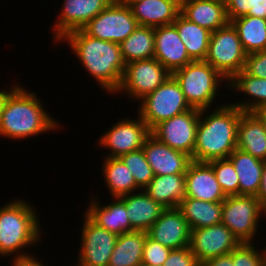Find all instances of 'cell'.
I'll return each mask as SVG.
<instances>
[{"mask_svg":"<svg viewBox=\"0 0 266 266\" xmlns=\"http://www.w3.org/2000/svg\"><path fill=\"white\" fill-rule=\"evenodd\" d=\"M225 196L239 195V178L229 158L208 162Z\"/></svg>","mask_w":266,"mask_h":266,"instance_id":"35","label":"cell"},{"mask_svg":"<svg viewBox=\"0 0 266 266\" xmlns=\"http://www.w3.org/2000/svg\"><path fill=\"white\" fill-rule=\"evenodd\" d=\"M121 3L125 4V5H131L133 2H138L141 0H119Z\"/></svg>","mask_w":266,"mask_h":266,"instance_id":"47","label":"cell"},{"mask_svg":"<svg viewBox=\"0 0 266 266\" xmlns=\"http://www.w3.org/2000/svg\"><path fill=\"white\" fill-rule=\"evenodd\" d=\"M172 76L179 83L189 105L199 110L208 109L220 90V82H227V79L205 60L191 61L175 70Z\"/></svg>","mask_w":266,"mask_h":266,"instance_id":"5","label":"cell"},{"mask_svg":"<svg viewBox=\"0 0 266 266\" xmlns=\"http://www.w3.org/2000/svg\"><path fill=\"white\" fill-rule=\"evenodd\" d=\"M138 26L130 6L113 0L82 30L91 37L120 44Z\"/></svg>","mask_w":266,"mask_h":266,"instance_id":"9","label":"cell"},{"mask_svg":"<svg viewBox=\"0 0 266 266\" xmlns=\"http://www.w3.org/2000/svg\"><path fill=\"white\" fill-rule=\"evenodd\" d=\"M154 36V58L171 74L193 61L173 24L155 27Z\"/></svg>","mask_w":266,"mask_h":266,"instance_id":"19","label":"cell"},{"mask_svg":"<svg viewBox=\"0 0 266 266\" xmlns=\"http://www.w3.org/2000/svg\"><path fill=\"white\" fill-rule=\"evenodd\" d=\"M172 74L154 57L127 63L115 94L125 92L132 100H142L155 91ZM135 98V99H133Z\"/></svg>","mask_w":266,"mask_h":266,"instance_id":"10","label":"cell"},{"mask_svg":"<svg viewBox=\"0 0 266 266\" xmlns=\"http://www.w3.org/2000/svg\"><path fill=\"white\" fill-rule=\"evenodd\" d=\"M113 200L109 205L101 206L98 202L100 200L92 198L86 214L100 227L117 236L132 232L124 201L119 197H114Z\"/></svg>","mask_w":266,"mask_h":266,"instance_id":"22","label":"cell"},{"mask_svg":"<svg viewBox=\"0 0 266 266\" xmlns=\"http://www.w3.org/2000/svg\"><path fill=\"white\" fill-rule=\"evenodd\" d=\"M201 266H234L232 251L229 254L208 259Z\"/></svg>","mask_w":266,"mask_h":266,"instance_id":"41","label":"cell"},{"mask_svg":"<svg viewBox=\"0 0 266 266\" xmlns=\"http://www.w3.org/2000/svg\"><path fill=\"white\" fill-rule=\"evenodd\" d=\"M256 198L259 200L260 205L266 210V160L264 161L260 187Z\"/></svg>","mask_w":266,"mask_h":266,"instance_id":"42","label":"cell"},{"mask_svg":"<svg viewBox=\"0 0 266 266\" xmlns=\"http://www.w3.org/2000/svg\"><path fill=\"white\" fill-rule=\"evenodd\" d=\"M228 158L239 178V195L257 196L264 161L236 148Z\"/></svg>","mask_w":266,"mask_h":266,"instance_id":"26","label":"cell"},{"mask_svg":"<svg viewBox=\"0 0 266 266\" xmlns=\"http://www.w3.org/2000/svg\"><path fill=\"white\" fill-rule=\"evenodd\" d=\"M163 266H201L189 246L171 250Z\"/></svg>","mask_w":266,"mask_h":266,"instance_id":"39","label":"cell"},{"mask_svg":"<svg viewBox=\"0 0 266 266\" xmlns=\"http://www.w3.org/2000/svg\"><path fill=\"white\" fill-rule=\"evenodd\" d=\"M266 210L256 196H227L222 202V224L240 243H253L260 215Z\"/></svg>","mask_w":266,"mask_h":266,"instance_id":"8","label":"cell"},{"mask_svg":"<svg viewBox=\"0 0 266 266\" xmlns=\"http://www.w3.org/2000/svg\"><path fill=\"white\" fill-rule=\"evenodd\" d=\"M102 170L111 196L121 197L139 190L134 176L120 158H104Z\"/></svg>","mask_w":266,"mask_h":266,"instance_id":"32","label":"cell"},{"mask_svg":"<svg viewBox=\"0 0 266 266\" xmlns=\"http://www.w3.org/2000/svg\"><path fill=\"white\" fill-rule=\"evenodd\" d=\"M147 232L133 231L117 237L108 266H141Z\"/></svg>","mask_w":266,"mask_h":266,"instance_id":"28","label":"cell"},{"mask_svg":"<svg viewBox=\"0 0 266 266\" xmlns=\"http://www.w3.org/2000/svg\"><path fill=\"white\" fill-rule=\"evenodd\" d=\"M68 41L71 51L77 56L85 70L96 79L101 88L113 94L119 88L126 63L120 44L97 39L82 29L68 33L61 41Z\"/></svg>","mask_w":266,"mask_h":266,"instance_id":"1","label":"cell"},{"mask_svg":"<svg viewBox=\"0 0 266 266\" xmlns=\"http://www.w3.org/2000/svg\"><path fill=\"white\" fill-rule=\"evenodd\" d=\"M237 148L266 160V128L253 112H243L237 128Z\"/></svg>","mask_w":266,"mask_h":266,"instance_id":"24","label":"cell"},{"mask_svg":"<svg viewBox=\"0 0 266 266\" xmlns=\"http://www.w3.org/2000/svg\"><path fill=\"white\" fill-rule=\"evenodd\" d=\"M234 266H266V249L256 250L254 243H240L232 250Z\"/></svg>","mask_w":266,"mask_h":266,"instance_id":"36","label":"cell"},{"mask_svg":"<svg viewBox=\"0 0 266 266\" xmlns=\"http://www.w3.org/2000/svg\"><path fill=\"white\" fill-rule=\"evenodd\" d=\"M253 113L260 119V121L266 128V105L259 107Z\"/></svg>","mask_w":266,"mask_h":266,"instance_id":"45","label":"cell"},{"mask_svg":"<svg viewBox=\"0 0 266 266\" xmlns=\"http://www.w3.org/2000/svg\"><path fill=\"white\" fill-rule=\"evenodd\" d=\"M139 26L171 25L180 14V0H141L130 5Z\"/></svg>","mask_w":266,"mask_h":266,"instance_id":"21","label":"cell"},{"mask_svg":"<svg viewBox=\"0 0 266 266\" xmlns=\"http://www.w3.org/2000/svg\"><path fill=\"white\" fill-rule=\"evenodd\" d=\"M151 130L138 115L137 120L125 118L119 120L99 139V144L109 148V158H119L121 155L142 149Z\"/></svg>","mask_w":266,"mask_h":266,"instance_id":"13","label":"cell"},{"mask_svg":"<svg viewBox=\"0 0 266 266\" xmlns=\"http://www.w3.org/2000/svg\"><path fill=\"white\" fill-rule=\"evenodd\" d=\"M190 230L210 227L222 222V202H206L184 198L178 206Z\"/></svg>","mask_w":266,"mask_h":266,"instance_id":"27","label":"cell"},{"mask_svg":"<svg viewBox=\"0 0 266 266\" xmlns=\"http://www.w3.org/2000/svg\"><path fill=\"white\" fill-rule=\"evenodd\" d=\"M185 174L156 175L143 191L164 208H178L185 198Z\"/></svg>","mask_w":266,"mask_h":266,"instance_id":"25","label":"cell"},{"mask_svg":"<svg viewBox=\"0 0 266 266\" xmlns=\"http://www.w3.org/2000/svg\"><path fill=\"white\" fill-rule=\"evenodd\" d=\"M9 90H0V124H1V110H2V106H3V102L5 99V95Z\"/></svg>","mask_w":266,"mask_h":266,"instance_id":"46","label":"cell"},{"mask_svg":"<svg viewBox=\"0 0 266 266\" xmlns=\"http://www.w3.org/2000/svg\"><path fill=\"white\" fill-rule=\"evenodd\" d=\"M240 242L222 223L191 230L190 249L201 265L206 260L229 254Z\"/></svg>","mask_w":266,"mask_h":266,"instance_id":"14","label":"cell"},{"mask_svg":"<svg viewBox=\"0 0 266 266\" xmlns=\"http://www.w3.org/2000/svg\"><path fill=\"white\" fill-rule=\"evenodd\" d=\"M142 148L154 176L185 174L192 161L189 155L172 149L152 134L147 137Z\"/></svg>","mask_w":266,"mask_h":266,"instance_id":"17","label":"cell"},{"mask_svg":"<svg viewBox=\"0 0 266 266\" xmlns=\"http://www.w3.org/2000/svg\"><path fill=\"white\" fill-rule=\"evenodd\" d=\"M184 43L189 57L193 60H205L208 52L211 32L188 21L179 14L172 23Z\"/></svg>","mask_w":266,"mask_h":266,"instance_id":"30","label":"cell"},{"mask_svg":"<svg viewBox=\"0 0 266 266\" xmlns=\"http://www.w3.org/2000/svg\"><path fill=\"white\" fill-rule=\"evenodd\" d=\"M253 17L266 19V0H254Z\"/></svg>","mask_w":266,"mask_h":266,"instance_id":"44","label":"cell"},{"mask_svg":"<svg viewBox=\"0 0 266 266\" xmlns=\"http://www.w3.org/2000/svg\"><path fill=\"white\" fill-rule=\"evenodd\" d=\"M12 266H44L41 261H37L34 256H26L21 258H13Z\"/></svg>","mask_w":266,"mask_h":266,"instance_id":"43","label":"cell"},{"mask_svg":"<svg viewBox=\"0 0 266 266\" xmlns=\"http://www.w3.org/2000/svg\"><path fill=\"white\" fill-rule=\"evenodd\" d=\"M180 14L211 33L230 23L225 0H180Z\"/></svg>","mask_w":266,"mask_h":266,"instance_id":"20","label":"cell"},{"mask_svg":"<svg viewBox=\"0 0 266 266\" xmlns=\"http://www.w3.org/2000/svg\"><path fill=\"white\" fill-rule=\"evenodd\" d=\"M113 0H64L59 20L54 25V40L61 42L68 33L82 29Z\"/></svg>","mask_w":266,"mask_h":266,"instance_id":"15","label":"cell"},{"mask_svg":"<svg viewBox=\"0 0 266 266\" xmlns=\"http://www.w3.org/2000/svg\"><path fill=\"white\" fill-rule=\"evenodd\" d=\"M140 192V193H139ZM138 193L121 196L133 231L147 232L166 209L154 201L142 189Z\"/></svg>","mask_w":266,"mask_h":266,"instance_id":"23","label":"cell"},{"mask_svg":"<svg viewBox=\"0 0 266 266\" xmlns=\"http://www.w3.org/2000/svg\"><path fill=\"white\" fill-rule=\"evenodd\" d=\"M230 23L237 30L247 54L266 50V19L243 16L232 20Z\"/></svg>","mask_w":266,"mask_h":266,"instance_id":"33","label":"cell"},{"mask_svg":"<svg viewBox=\"0 0 266 266\" xmlns=\"http://www.w3.org/2000/svg\"><path fill=\"white\" fill-rule=\"evenodd\" d=\"M134 176L139 189H144L154 178L151 166L146 160L143 148L119 157Z\"/></svg>","mask_w":266,"mask_h":266,"instance_id":"34","label":"cell"},{"mask_svg":"<svg viewBox=\"0 0 266 266\" xmlns=\"http://www.w3.org/2000/svg\"><path fill=\"white\" fill-rule=\"evenodd\" d=\"M207 110H200L193 161L228 158L237 148V128L243 111L232 103L217 106L215 111L204 116Z\"/></svg>","mask_w":266,"mask_h":266,"instance_id":"3","label":"cell"},{"mask_svg":"<svg viewBox=\"0 0 266 266\" xmlns=\"http://www.w3.org/2000/svg\"><path fill=\"white\" fill-rule=\"evenodd\" d=\"M227 83L229 87L237 90V92H243L244 96L246 93V96L251 97V100L249 97L245 102L240 101V103L232 104L243 112H254L259 107L266 105V78L253 77L242 70Z\"/></svg>","mask_w":266,"mask_h":266,"instance_id":"29","label":"cell"},{"mask_svg":"<svg viewBox=\"0 0 266 266\" xmlns=\"http://www.w3.org/2000/svg\"><path fill=\"white\" fill-rule=\"evenodd\" d=\"M200 110L192 108L156 125L151 134L174 150L186 153L193 160V150Z\"/></svg>","mask_w":266,"mask_h":266,"instance_id":"11","label":"cell"},{"mask_svg":"<svg viewBox=\"0 0 266 266\" xmlns=\"http://www.w3.org/2000/svg\"><path fill=\"white\" fill-rule=\"evenodd\" d=\"M243 71L253 77L266 78V50L247 54Z\"/></svg>","mask_w":266,"mask_h":266,"instance_id":"38","label":"cell"},{"mask_svg":"<svg viewBox=\"0 0 266 266\" xmlns=\"http://www.w3.org/2000/svg\"><path fill=\"white\" fill-rule=\"evenodd\" d=\"M170 252L171 249L151 239L147 235L143 246L142 264L152 266H163Z\"/></svg>","mask_w":266,"mask_h":266,"instance_id":"37","label":"cell"},{"mask_svg":"<svg viewBox=\"0 0 266 266\" xmlns=\"http://www.w3.org/2000/svg\"><path fill=\"white\" fill-rule=\"evenodd\" d=\"M140 101L137 115L150 130L159 123L192 109L172 75Z\"/></svg>","mask_w":266,"mask_h":266,"instance_id":"6","label":"cell"},{"mask_svg":"<svg viewBox=\"0 0 266 266\" xmlns=\"http://www.w3.org/2000/svg\"><path fill=\"white\" fill-rule=\"evenodd\" d=\"M225 6L230 22L239 17L253 16L254 0H225Z\"/></svg>","mask_w":266,"mask_h":266,"instance_id":"40","label":"cell"},{"mask_svg":"<svg viewBox=\"0 0 266 266\" xmlns=\"http://www.w3.org/2000/svg\"><path fill=\"white\" fill-rule=\"evenodd\" d=\"M77 266H108L117 235L96 224L86 213L82 225Z\"/></svg>","mask_w":266,"mask_h":266,"instance_id":"12","label":"cell"},{"mask_svg":"<svg viewBox=\"0 0 266 266\" xmlns=\"http://www.w3.org/2000/svg\"><path fill=\"white\" fill-rule=\"evenodd\" d=\"M148 236L174 250L190 245V227L178 208H166L147 231Z\"/></svg>","mask_w":266,"mask_h":266,"instance_id":"16","label":"cell"},{"mask_svg":"<svg viewBox=\"0 0 266 266\" xmlns=\"http://www.w3.org/2000/svg\"><path fill=\"white\" fill-rule=\"evenodd\" d=\"M154 27L138 26L124 41L120 50L124 62L150 59L154 57Z\"/></svg>","mask_w":266,"mask_h":266,"instance_id":"31","label":"cell"},{"mask_svg":"<svg viewBox=\"0 0 266 266\" xmlns=\"http://www.w3.org/2000/svg\"><path fill=\"white\" fill-rule=\"evenodd\" d=\"M185 198L223 202L226 198L208 162L191 161L185 173Z\"/></svg>","mask_w":266,"mask_h":266,"instance_id":"18","label":"cell"},{"mask_svg":"<svg viewBox=\"0 0 266 266\" xmlns=\"http://www.w3.org/2000/svg\"><path fill=\"white\" fill-rule=\"evenodd\" d=\"M29 204V205H28ZM22 199H15L0 208V255L14 258L26 257L29 245H35L40 239V222L36 209ZM21 252V253H20Z\"/></svg>","mask_w":266,"mask_h":266,"instance_id":"4","label":"cell"},{"mask_svg":"<svg viewBox=\"0 0 266 266\" xmlns=\"http://www.w3.org/2000/svg\"><path fill=\"white\" fill-rule=\"evenodd\" d=\"M247 53L231 23L213 31L205 61L229 81L243 70Z\"/></svg>","mask_w":266,"mask_h":266,"instance_id":"7","label":"cell"},{"mask_svg":"<svg viewBox=\"0 0 266 266\" xmlns=\"http://www.w3.org/2000/svg\"><path fill=\"white\" fill-rule=\"evenodd\" d=\"M60 124L43 109L35 92L17 84L5 95L1 110L0 135L10 139H26L57 129Z\"/></svg>","mask_w":266,"mask_h":266,"instance_id":"2","label":"cell"}]
</instances>
